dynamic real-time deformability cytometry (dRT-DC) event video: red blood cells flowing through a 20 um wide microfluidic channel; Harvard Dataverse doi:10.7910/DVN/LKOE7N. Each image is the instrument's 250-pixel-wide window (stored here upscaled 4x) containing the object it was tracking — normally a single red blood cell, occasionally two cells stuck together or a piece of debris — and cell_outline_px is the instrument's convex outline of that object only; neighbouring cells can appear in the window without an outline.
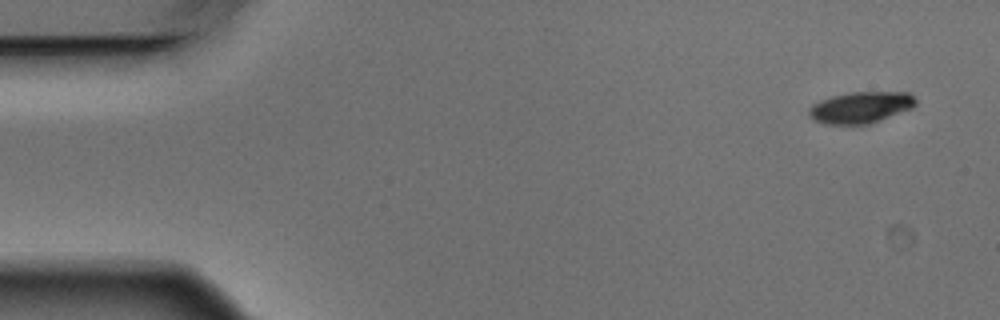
{"species": "Egyptian fruit bat (a non-hibernating species)", "species_latin": "Rousettus aegyptiacus", "temperature_condition": "warm", "stored_images_in_passage": 6, "camera_frame_rate_fps": 3000, "um_per_image_px": 0.085, "animal": {"sex": "male"}, "frame": {"image": 1, "passage_image": 1, "time_ms": 0.0, "image_size_px": [1000, 320], "cell_outline_px": [[916, 104], [912, 108], [880, 120], [868, 124], [824, 124], [816, 120], [808, 112], [812, 104], [820, 100], [832, 96], [848, 92], [908, 92], [916, 100]], "centroid_in_image_um": [73.17, 9.12], "position_along_channel_um": 11.8, "area_um2": 19.36}}
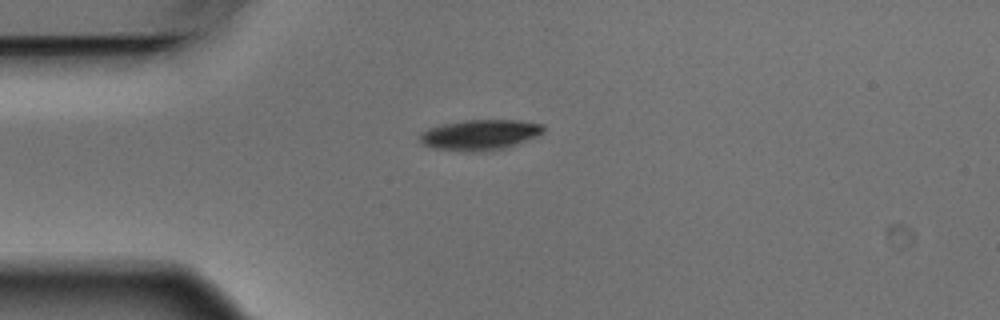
{"frame": {"image": 2, "passage_image": 4, "time_ms": 1.0, "image_size_px": [1000, 320], "cell_outline_px": [[544, 132], [508, 148], [492, 152], [464, 152], [432, 148], [424, 144], [420, 140], [420, 136], [428, 128], [444, 124], [468, 120], [516, 120], [544, 124]], "centroid_in_image_um": [40.82, 11.48], "position_along_channel_um": 44.2, "area_um2": 22.08}}
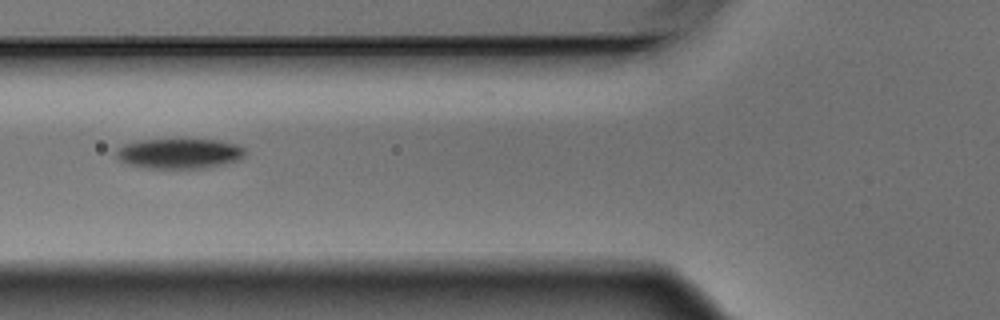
{"frame": {"image": 3, "passage_image": 6, "time_ms": 1.667, "image_size_px": [1000, 320], "cell_outline_px": [[244, 156], [240, 160], [224, 164], [204, 168], [148, 168], [132, 164], [120, 160], [116, 156], [116, 152], [124, 144], [140, 140], [184, 136], [220, 140], [240, 144], [244, 148]], "centroid_in_image_um": [15.32, 12.98], "position_along_channel_um": 110.5, "area_um2": 23.58}}